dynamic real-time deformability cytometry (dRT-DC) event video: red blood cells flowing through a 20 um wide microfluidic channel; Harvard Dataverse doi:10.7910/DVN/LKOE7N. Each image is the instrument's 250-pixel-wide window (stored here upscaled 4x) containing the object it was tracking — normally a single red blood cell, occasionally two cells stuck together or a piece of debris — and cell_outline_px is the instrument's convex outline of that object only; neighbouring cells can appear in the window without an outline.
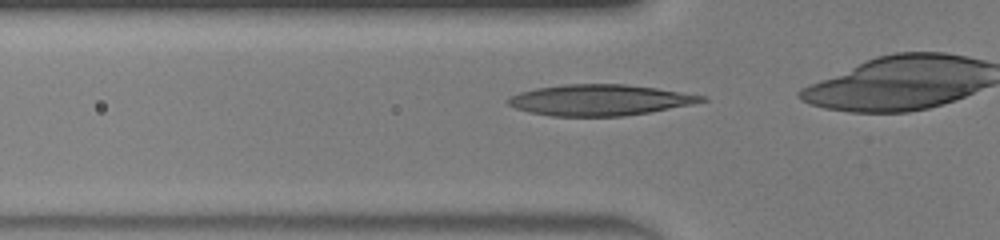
{"species": "human", "species_latin": "Homo sapiens", "temperature_condition": "warm", "stored_images_in_passage": 27, "camera_frame_rate_fps": 3000, "um_per_image_px": 0.085, "donor": {"sex": "male"}, "frame": {"image": 1, "passage_image": 5, "time_ms": 1.333, "image_size_px": [1000, 240], "cell_outline_px": [[708, 100], [692, 104], [652, 112], [624, 116], [552, 116], [528, 112], [516, 108], [508, 104], [508, 96], [520, 92], [536, 88], [564, 84], [624, 84], [656, 88], [704, 96]], "centroid_in_image_um": [50.95, 8.5], "position_along_channel_um": 74.8, "area_um2": 34.85}}
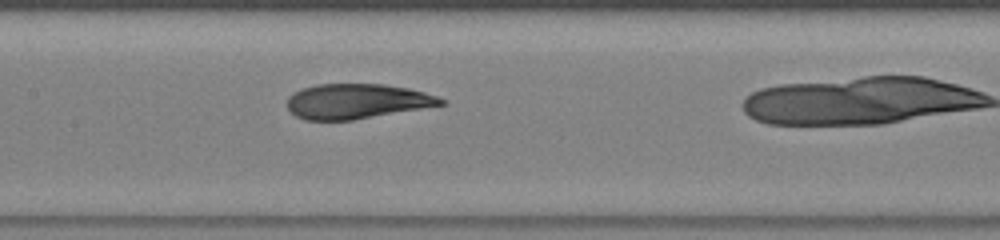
{"frame": {"image": 2, "passage_image": 12, "time_ms": 3.667, "image_size_px": [1000, 240], "cell_outline_px": [[448, 104], [352, 120], [304, 120], [296, 116], [288, 108], [288, 96], [292, 92], [316, 84], [384, 84], [408, 88], [424, 92], [436, 96], [444, 100]], "centroid_in_image_um": [30.33, 8.61], "position_along_channel_um": 177.1, "area_um2": 31.27}}
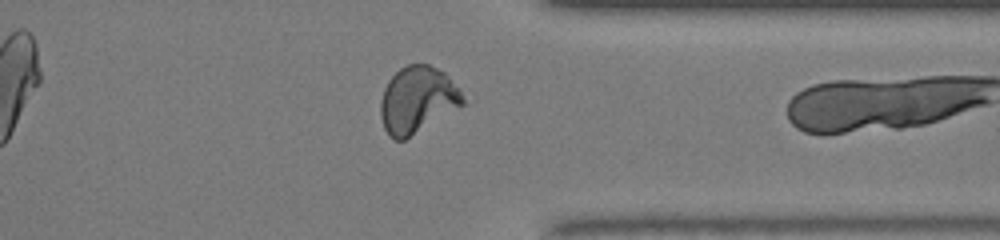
{"frame": {"image": 3, "passage_image": 26, "time_ms": 8.333, "image_size_px": [1000, 240], "cell_outline_px": [[468, 104], [404, 140], [396, 140], [388, 136], [384, 128], [380, 116], [380, 100], [384, 88], [388, 80], [400, 68], [408, 64], [428, 64], [444, 72], [448, 76], [468, 100]], "centroid_in_image_um": [35.51, 8.51], "position_along_channel_um": 375.9, "area_um2": 32.48}}